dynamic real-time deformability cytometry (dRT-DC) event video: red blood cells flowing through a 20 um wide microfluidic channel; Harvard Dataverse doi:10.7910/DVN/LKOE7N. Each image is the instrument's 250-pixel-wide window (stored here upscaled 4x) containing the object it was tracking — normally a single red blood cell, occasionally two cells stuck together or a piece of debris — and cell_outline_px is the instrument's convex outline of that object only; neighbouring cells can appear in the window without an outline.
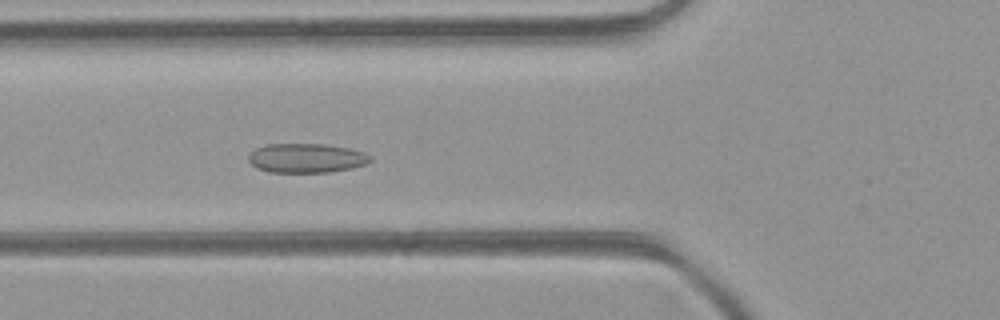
{"species": "common noctule bat (a hibernating species)", "species_latin": "Nyctalus noctula", "temperature_condition": "room temperature", "stored_images_in_passage": 47, "camera_frame_rate_fps": 3000, "um_per_image_px": 0.085, "animal": {"sex": "female", "body_mass_g": 21.9}, "frame": {"image": 1, "passage_image": 17, "time_ms": 5.333, "image_size_px": [1000, 320], "cell_outline_px": [[372, 160], [364, 164], [352, 168], [328, 172], [268, 172], [256, 168], [248, 160], [248, 156], [256, 148], [264, 144], [328, 144], [348, 148], [364, 152], [372, 156]], "centroid_in_image_um": [26.04, 13.43], "position_along_channel_um": 99.8, "area_um2": 20.87}}
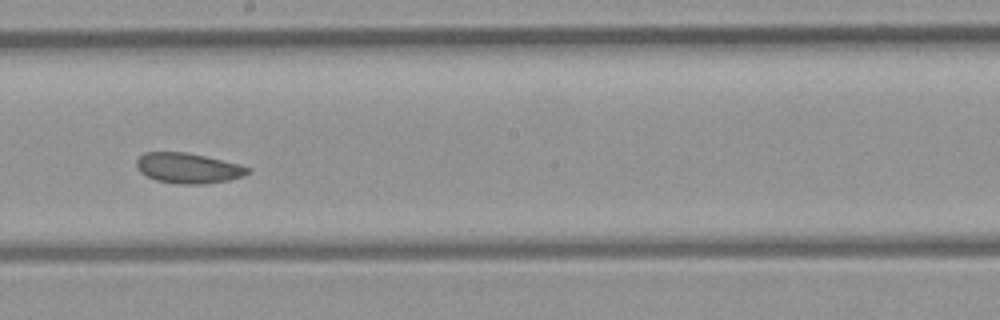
{"frame": {"image": 2, "passage_image": 26, "time_ms": 8.333, "image_size_px": [1000, 320], "cell_outline_px": [[252, 172], [244, 176], [228, 180], [204, 184], [176, 184], [156, 180], [140, 172], [136, 164], [136, 160], [144, 152], [188, 152], [240, 164], [252, 168]], "centroid_in_image_um": [16.03, 14.29], "position_along_channel_um": 232.2, "area_um2": 19.83}}
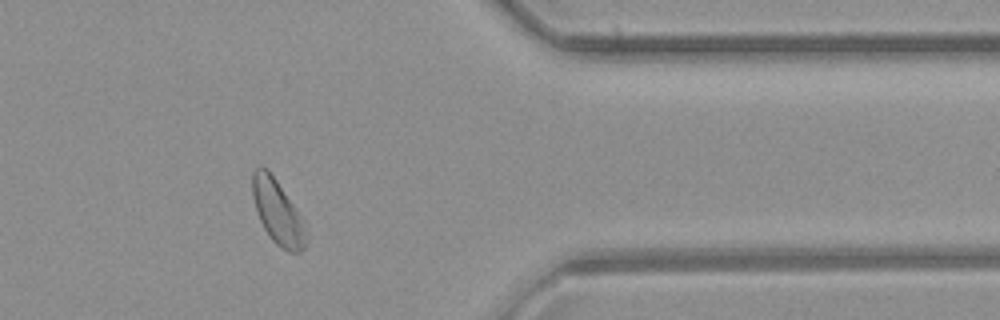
{"frame": {"image": 3, "passage_image": 38, "time_ms": 12.333, "image_size_px": [1000, 320], "cell_outline_px": [[308, 240], [304, 248], [300, 252], [288, 252], [276, 244], [268, 236], [260, 220], [252, 196], [252, 172], [260, 164], [268, 168], [300, 212], [304, 220], [308, 236]], "centroid_in_image_um": [23.63, 18.01], "position_along_channel_um": 387.8, "area_um2": 20.63}, "authors_computed_cell_mechanics": {"area_um2": 21.2704, "velocity_mm_per_s": 4.403, "shape_relaxation_time_tau1_ms": 3.5934, "shape_relaxation_time_tau2_ms": 2.3602, "deformation_change_tau1": 0.0515, "deformation_change_tau2": 0.056}}